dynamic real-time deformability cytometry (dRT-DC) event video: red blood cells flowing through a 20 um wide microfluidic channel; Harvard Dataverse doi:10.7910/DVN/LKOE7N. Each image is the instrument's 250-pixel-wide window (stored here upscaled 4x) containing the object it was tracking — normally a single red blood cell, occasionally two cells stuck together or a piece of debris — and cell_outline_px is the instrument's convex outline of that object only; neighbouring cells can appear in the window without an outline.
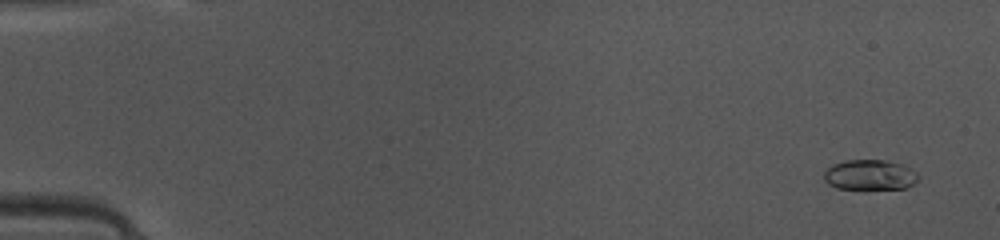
{"species": "common noctule bat (a hibernating species)", "species_latin": "Nyctalus noctula", "temperature_condition": "warm", "stored_images_in_passage": 47, "camera_frame_rate_fps": 3000, "um_per_image_px": 0.085, "animal": {"sex": "female", "body_mass_g": 10.0, "forearm_length_mm": 53.1}, "frame": {"image": 1, "passage_image": 1, "time_ms": 0.0, "image_size_px": [1000, 240], "cell_outline_px": [[920, 176], [912, 184], [904, 188], [864, 192], [836, 188], [828, 184], [824, 180], [824, 172], [832, 164], [844, 160], [884, 160], [900, 164], [916, 172]], "centroid_in_image_um": [73.89, 14.92], "position_along_channel_um": 11.1, "area_um2": 17.34}}
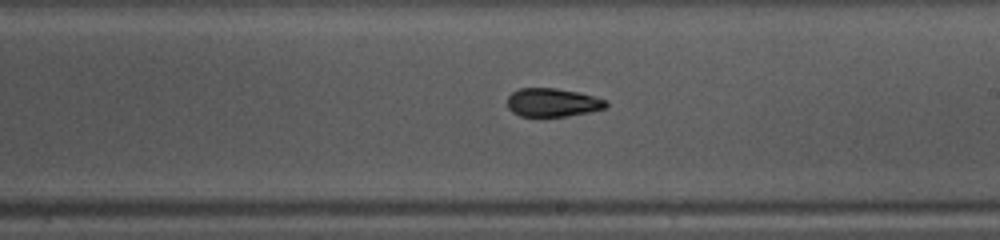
{"frame": {"image": 2, "passage_image": 27, "time_ms": 8.667, "image_size_px": [1000, 240], "cell_outline_px": [[608, 108], [568, 116], [520, 116], [512, 112], [508, 108], [508, 96], [512, 92], [520, 88], [556, 88], [576, 92], [608, 100]], "centroid_in_image_um": [46.98, 8.71], "position_along_channel_um": 242.0, "area_um2": 16.36}}
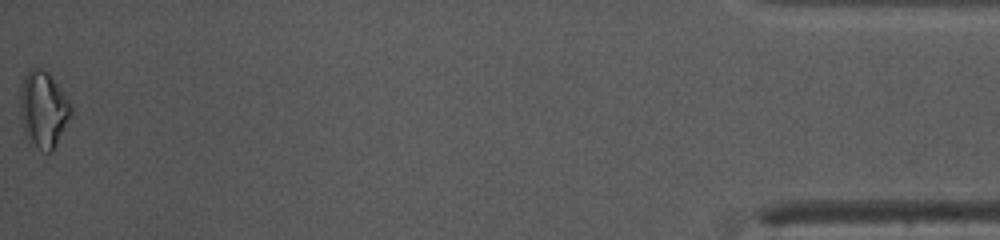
{"frame": {"image": 3, "passage_image": 47, "time_ms": 15.333, "image_size_px": [1000, 240], "cell_outline_px": [[72, 116], [52, 152], [44, 152], [28, 144], [24, 136], [20, 116], [20, 84], [28, 68], [40, 68], [48, 72], [68, 100], [72, 108]], "centroid_in_image_um": [3.65, 9.34], "position_along_channel_um": 431.6, "area_um2": 23.18}, "authors_computed_cell_mechanics": {"area_um2": 16.762, "velocity_mm_per_s": 4.1637, "shape_relaxation_time_tau1_ms": 3.2888, "shape_relaxation_time_tau2_ms": 3.3114, "deformation_change_tau1": 0.1284, "deformation_change_tau2": 0.0676}}